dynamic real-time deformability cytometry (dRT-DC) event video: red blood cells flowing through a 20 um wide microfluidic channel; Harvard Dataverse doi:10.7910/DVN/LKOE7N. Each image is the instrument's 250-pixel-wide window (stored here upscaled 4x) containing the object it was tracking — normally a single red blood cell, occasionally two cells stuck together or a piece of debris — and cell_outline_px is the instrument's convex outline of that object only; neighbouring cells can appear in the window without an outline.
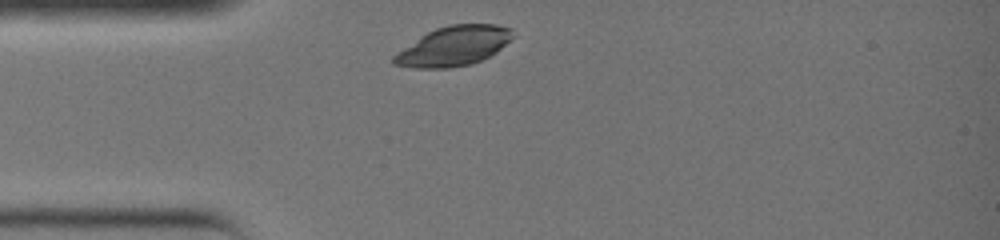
{"species": "common noctule bat (a hibernating species)", "species_latin": "Nyctalus noctula", "temperature_condition": "warm", "stored_images_in_passage": 23, "camera_frame_rate_fps": 3000, "um_per_image_px": 0.085, "animal": {"sex": "female", "body_mass_g": 19.0, "forearm_length_mm": 51.5}, "frame": {"image": 1, "passage_image": 1, "time_ms": 0.0, "image_size_px": [1000, 240], "cell_outline_px": [[516, 36], [496, 52], [472, 64], [448, 68], [416, 68], [392, 64], [392, 56], [420, 36], [436, 28], [448, 24], [496, 24], [512, 28]], "centroid_in_image_um": [38.59, 3.91], "position_along_channel_um": 46.4, "area_um2": 27.51}}
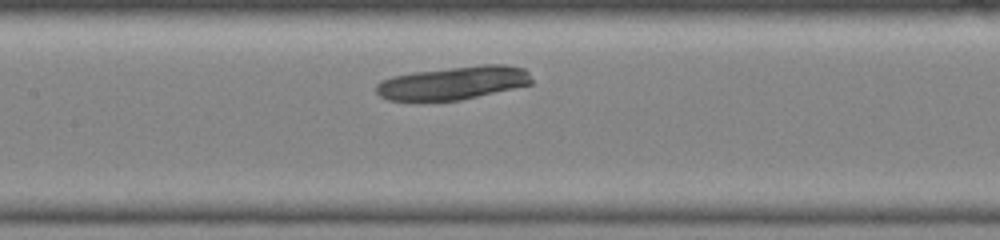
{"frame": {"image": 2, "passage_image": 9, "time_ms": 2.667, "image_size_px": [1000, 240], "cell_outline_px": [[532, 84], [460, 100], [416, 104], [388, 100], [380, 96], [376, 92], [376, 84], [380, 80], [392, 76], [412, 72], [484, 64], [508, 64], [524, 68], [528, 72], [532, 80]], "centroid_in_image_um": [38.44, 7.08], "position_along_channel_um": 169.0, "area_um2": 31.15}}
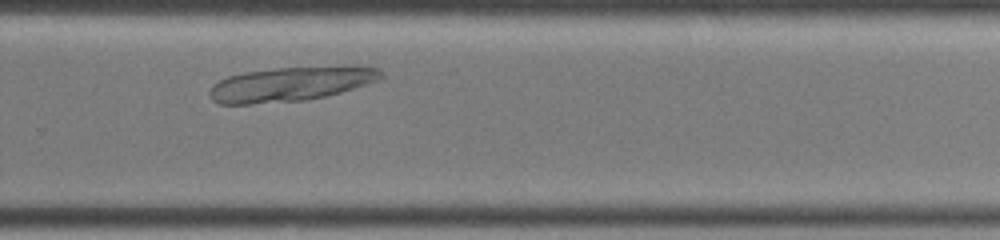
{"frame": {"image": 3, "passage_image": 17, "time_ms": 5.333, "image_size_px": [1000, 240], "cell_outline_px": [[384, 76], [380, 80], [340, 92], [324, 96], [304, 100], [248, 104], [220, 104], [212, 100], [208, 92], [212, 84], [228, 76], [244, 72], [276, 68], [356, 64], [380, 68], [384, 72]], "centroid_in_image_um": [24.78, 7.1], "position_along_channel_um": 305.0, "area_um2": 34.97}}